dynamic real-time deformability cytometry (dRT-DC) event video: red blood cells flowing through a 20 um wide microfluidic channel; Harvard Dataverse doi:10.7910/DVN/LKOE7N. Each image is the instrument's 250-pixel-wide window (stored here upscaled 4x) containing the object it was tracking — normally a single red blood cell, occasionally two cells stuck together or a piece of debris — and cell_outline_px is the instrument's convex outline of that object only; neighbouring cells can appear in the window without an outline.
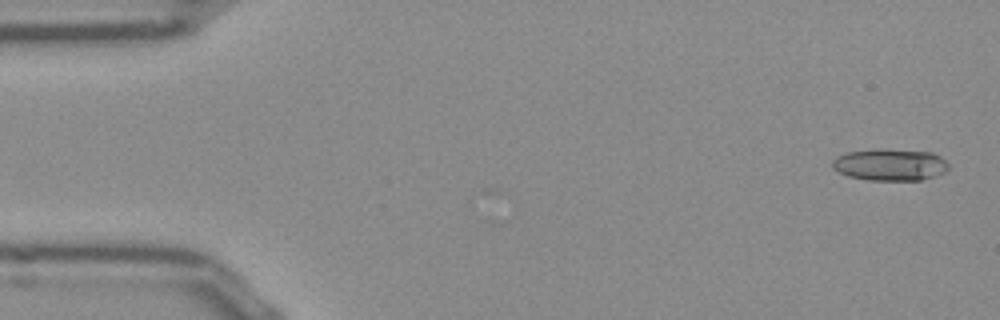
{"species": "Egyptian fruit bat (a non-hibernating species)", "species_latin": "Rousettus aegyptiacus", "temperature_condition": "room temperature", "stored_images_in_passage": 2, "camera_frame_rate_fps": 3000, "um_per_image_px": 0.085, "frame": {"image": 1, "passage_image": 2, "time_ms": 0.333, "image_size_px": [1000, 320], "cell_outline_px": [[948, 168], [944, 172], [936, 176], [920, 180], [868, 180], [848, 176], [832, 168], [832, 160], [836, 156], [848, 152], [872, 148], [880, 148], [932, 152], [940, 156], [948, 164]], "centroid_in_image_um": [75.63, 13.98], "position_along_channel_um": 9.4, "area_um2": 21.79}}